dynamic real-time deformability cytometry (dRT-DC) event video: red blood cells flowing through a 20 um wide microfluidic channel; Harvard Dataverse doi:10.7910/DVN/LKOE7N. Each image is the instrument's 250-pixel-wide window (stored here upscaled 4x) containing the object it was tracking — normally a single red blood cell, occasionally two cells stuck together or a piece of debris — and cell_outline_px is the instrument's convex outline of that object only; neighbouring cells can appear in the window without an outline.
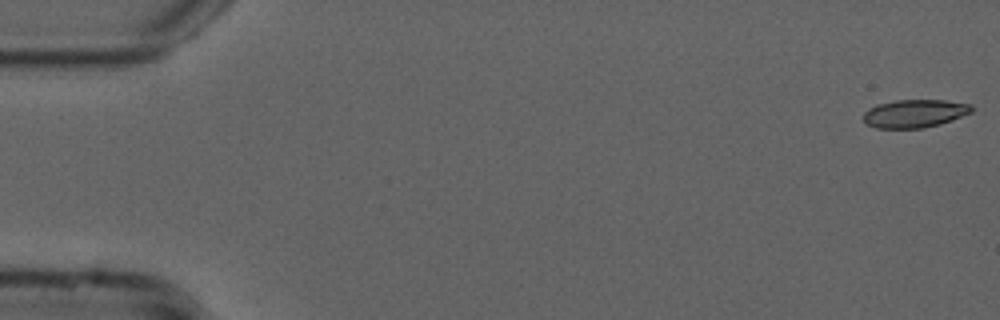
{"species": "common noctule bat (a hibernating species)", "species_latin": "Nyctalus noctula", "temperature_condition": "cold", "stored_images_in_passage": 54, "camera_frame_rate_fps": 3000, "um_per_image_px": 0.085, "animal": {"sex": "male", "forearm_length_mm": 52.5}, "frame": {"image": 1, "passage_image": 1, "time_ms": 0.0, "image_size_px": [1000, 320], "cell_outline_px": [[972, 112], [952, 120], [940, 124], [924, 128], [876, 128], [864, 124], [864, 112], [868, 108], [876, 104], [896, 100], [944, 100], [972, 104]], "centroid_in_image_um": [77.72, 9.65], "position_along_channel_um": 7.3, "area_um2": 17.86}}
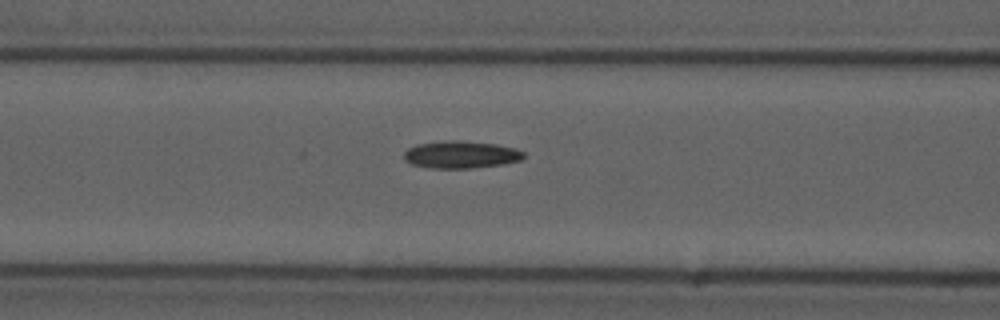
{"frame": {"image": 2, "passage_image": 22, "time_ms": 7.0, "image_size_px": [1000, 320], "cell_outline_px": [[524, 156], [520, 160], [504, 164], [468, 168], [432, 168], [412, 164], [404, 160], [404, 152], [408, 148], [416, 144], [444, 140], [460, 140], [496, 144], [516, 148], [524, 152]], "centroid_in_image_um": [39.16, 13.13], "position_along_channel_um": 127.4, "area_um2": 19.13}}
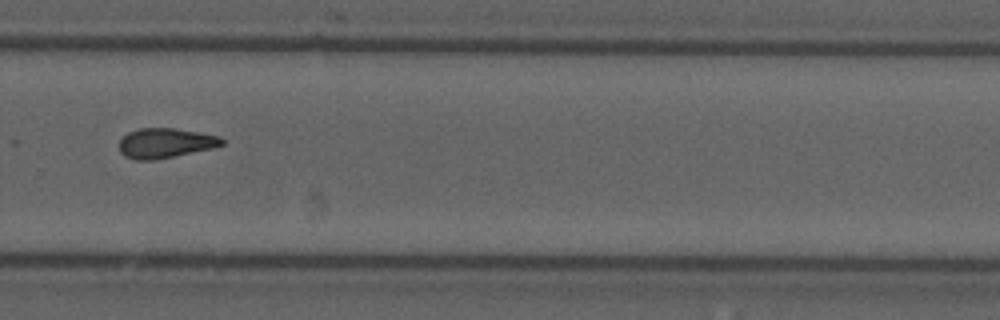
{"frame": {"image": 3, "passage_image": 37, "time_ms": 12.0, "image_size_px": [1000, 320], "cell_outline_px": [[224, 144], [216, 148], [156, 160], [136, 160], [124, 156], [120, 152], [120, 140], [128, 132], [140, 128], [172, 128], [196, 132], [216, 136], [224, 140]], "centroid_in_image_um": [14.05, 12.18], "position_along_channel_um": 315.7, "area_um2": 17.86}, "authors_computed_cell_mechanics": {"area_um2": 17.9469, "velocity_mm_per_s": 3.7757, "shape_relaxation_time_tau1_ms": null, "shape_relaxation_time_tau2_ms": 7.8266, "deformation_change_tau1": null, "deformation_change_tau2": 0.1792}}